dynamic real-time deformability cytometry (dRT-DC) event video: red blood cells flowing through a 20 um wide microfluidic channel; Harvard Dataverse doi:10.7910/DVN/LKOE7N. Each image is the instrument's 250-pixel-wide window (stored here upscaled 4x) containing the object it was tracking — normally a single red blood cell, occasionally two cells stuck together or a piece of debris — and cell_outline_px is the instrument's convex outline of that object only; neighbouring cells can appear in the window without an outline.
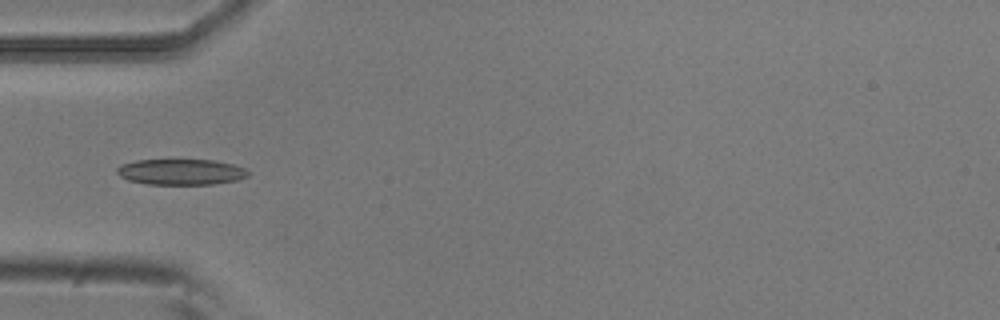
{"species": "common noctule bat (a hibernating species)", "species_latin": "Nyctalus noctula", "temperature_condition": "room temperature", "stored_images_in_passage": 4, "camera_frame_rate_fps": 3000, "um_per_image_px": 0.085, "animal": {"sex": "male", "body_mass_g": 20.5, "forearm_length_mm": 52.5}, "frame": {"image": 1, "passage_image": 4, "time_ms": 1.0, "image_size_px": [1000, 320], "cell_outline_px": [[248, 176], [236, 180], [212, 184], [148, 184], [128, 180], [120, 176], [116, 172], [116, 168], [120, 164], [136, 160], [216, 160], [232, 164], [244, 168], [248, 172]], "centroid_in_image_um": [15.34, 14.61], "position_along_channel_um": 69.7, "area_um2": 19.65}}